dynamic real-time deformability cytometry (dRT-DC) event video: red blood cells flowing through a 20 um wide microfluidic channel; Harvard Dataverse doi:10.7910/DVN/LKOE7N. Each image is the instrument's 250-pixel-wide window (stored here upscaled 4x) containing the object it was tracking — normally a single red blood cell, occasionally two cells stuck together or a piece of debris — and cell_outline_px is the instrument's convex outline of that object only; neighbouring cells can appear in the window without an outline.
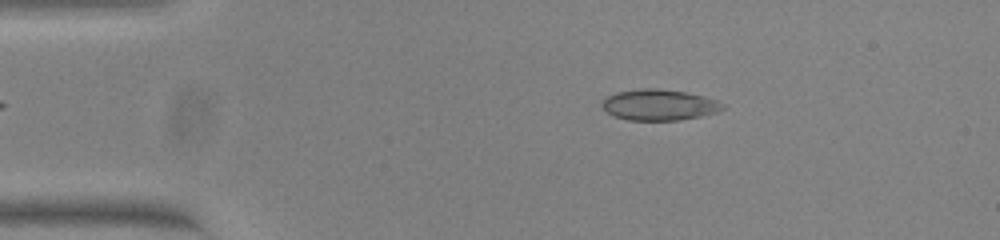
{"species": "common noctule bat (a hibernating species)", "species_latin": "Nyctalus noctula", "temperature_condition": "warm", "stored_images_in_passage": 53, "camera_frame_rate_fps": 3000, "um_per_image_px": 0.085, "animal": {"sex": "female", "body_mass_g": 23.0, "forearm_length_mm": 53.4}, "frame": {"image": 1, "passage_image": 9, "time_ms": 2.667, "image_size_px": [1000, 240], "cell_outline_px": [[724, 108], [716, 112], [700, 116], [676, 120], [628, 120], [616, 116], [608, 112], [600, 104], [608, 96], [616, 92], [640, 88], [656, 88], [684, 92], [716, 100], [724, 104]], "centroid_in_image_um": [56.0, 8.91], "position_along_channel_um": 29.0, "area_um2": 21.39}}
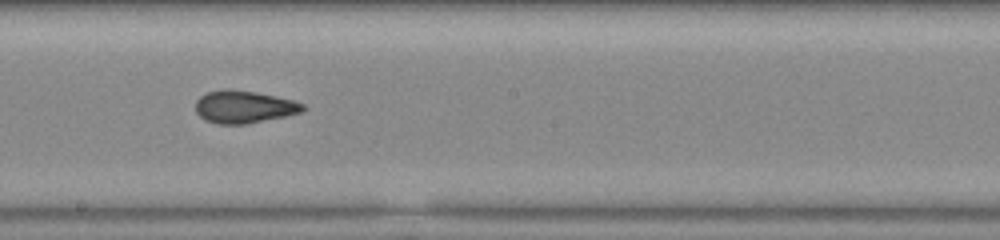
{"frame": {"image": 2, "passage_image": 29, "time_ms": 9.333, "image_size_px": [1000, 240], "cell_outline_px": [[308, 108], [300, 112], [284, 116], [248, 124], [220, 124], [204, 120], [196, 112], [196, 100], [200, 96], [208, 92], [224, 88], [232, 88], [256, 92], [276, 96], [292, 100], [304, 104]], "centroid_in_image_um": [20.72, 9.07], "position_along_channel_um": 227.5, "area_um2": 20.46}}
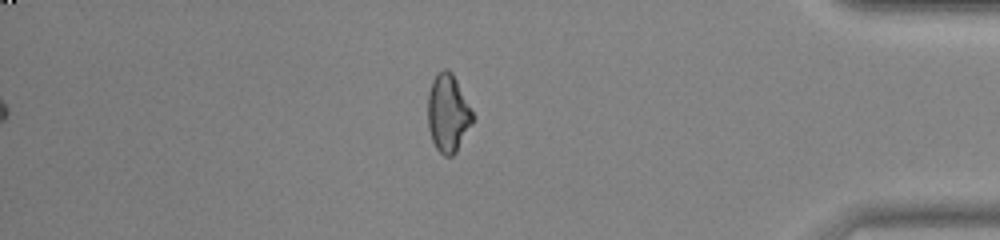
{"frame": {"image": 3, "passage_image": 45, "time_ms": 14.667, "image_size_px": [1000, 240], "cell_outline_px": [[472, 124], [456, 152], [452, 156], [444, 156], [436, 148], [432, 140], [428, 128], [428, 92], [432, 80], [436, 72], [444, 68], [448, 68], [452, 72], [472, 112]], "centroid_in_image_um": [38.05, 9.61], "position_along_channel_um": 397.2, "area_um2": 20.23}, "authors_computed_cell_mechanics": {"area_um2": 20.4612, "velocity_mm_per_s": 3.8326, "shape_relaxation_time_tau1_ms": null, "shape_relaxation_time_tau2_ms": 1.8798, "deformation_change_tau1": null, "deformation_change_tau2": 0.0585}}